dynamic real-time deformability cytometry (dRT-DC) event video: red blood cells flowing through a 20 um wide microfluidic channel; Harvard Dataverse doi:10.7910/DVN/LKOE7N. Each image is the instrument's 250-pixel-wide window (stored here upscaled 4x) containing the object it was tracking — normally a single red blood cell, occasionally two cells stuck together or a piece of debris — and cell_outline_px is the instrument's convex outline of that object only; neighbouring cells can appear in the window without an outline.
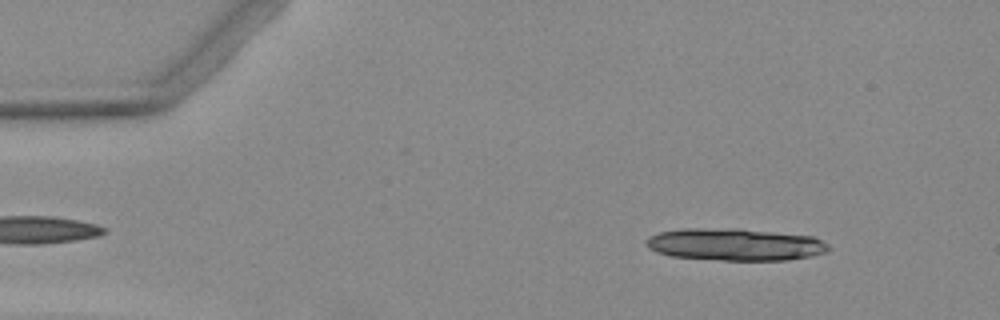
{"species": "Egyptian fruit bat (a non-hibernating species)", "species_latin": "Rousettus aegyptiacus", "temperature_condition": "warm", "stored_images_in_passage": 3, "camera_frame_rate_fps": 3000, "um_per_image_px": 0.085, "animal": {"sex": "female"}, "frame": {"image": 1, "passage_image": 3, "time_ms": 3.333, "image_size_px": [1000, 320], "cell_outline_px": [[832, 248], [828, 252], [812, 256], [788, 260], [720, 260], [672, 256], [656, 252], [648, 248], [644, 240], [648, 236], [660, 232], [680, 228], [740, 228], [812, 236], [828, 244]], "centroid_in_image_um": [62.48, 20.77], "position_along_channel_um": 22.5, "area_um2": 34.62}}